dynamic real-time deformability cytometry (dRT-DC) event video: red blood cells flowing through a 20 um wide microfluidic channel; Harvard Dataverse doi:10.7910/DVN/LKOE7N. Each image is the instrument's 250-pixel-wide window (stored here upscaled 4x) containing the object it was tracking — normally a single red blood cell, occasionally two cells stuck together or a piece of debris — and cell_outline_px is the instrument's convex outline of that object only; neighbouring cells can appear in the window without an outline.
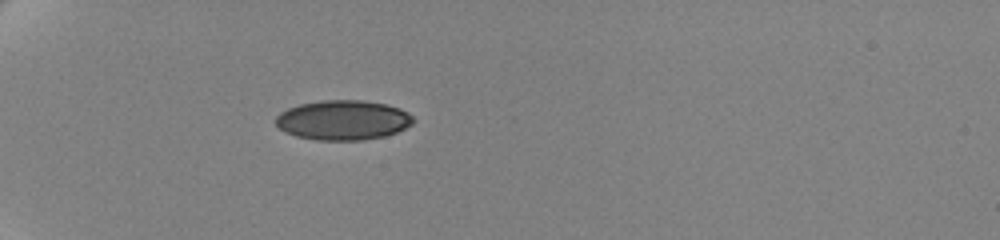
{"species": "human", "species_latin": "Homo sapiens", "temperature_condition": "cold", "stored_images_in_passage": 40, "camera_frame_rate_fps": 3000, "um_per_image_px": 0.085, "donor": {"sex": "female"}, "frame": {"image": 1, "passage_image": 1, "time_ms": 0.0, "image_size_px": [1000, 240], "cell_outline_px": [[412, 124], [396, 132], [384, 136], [364, 140], [316, 140], [296, 136], [284, 132], [276, 124], [276, 116], [280, 112], [288, 108], [300, 104], [324, 100], [360, 100], [384, 104], [400, 108], [408, 112], [412, 116]], "centroid_in_image_um": [29.13, 10.21], "position_along_channel_um": 55.9, "area_um2": 31.73}}
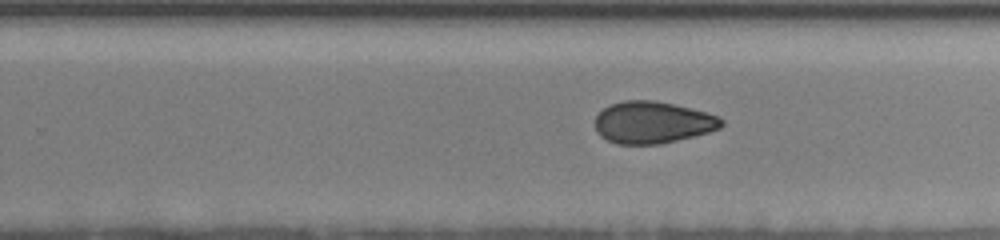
{"frame": {"image": 2, "passage_image": 22, "time_ms": 7.0, "image_size_px": [1000, 240], "cell_outline_px": [[724, 124], [720, 128], [708, 132], [660, 144], [616, 144], [600, 136], [596, 128], [596, 116], [604, 108], [612, 104], [624, 100], [656, 100], [720, 116], [724, 120]], "centroid_in_image_um": [55.47, 10.41], "position_along_channel_um": 274.3, "area_um2": 30.63}}
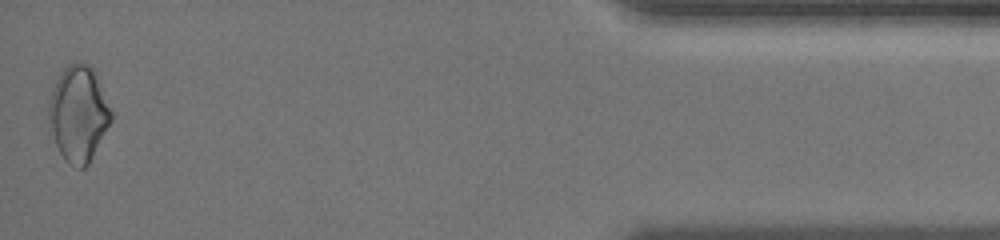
{"frame": {"image": 3, "passage_image": 40, "time_ms": 13.0, "image_size_px": [1000, 240], "cell_outline_px": [[112, 120], [88, 164], [84, 168], [76, 168], [68, 164], [64, 160], [56, 144], [48, 120], [48, 104], [52, 88], [60, 72], [68, 64], [88, 64], [96, 72], [112, 112]], "centroid_in_image_um": [6.66, 9.67], "position_along_channel_um": 428.5, "area_um2": 34.68}, "authors_computed_cell_mechanics": {"area_um2": 31.9923, "velocity_mm_per_s": 3.5115, "shape_relaxation_time_tau1_ms": 9.4181, "shape_relaxation_time_tau2_ms": 4.2233, "deformation_change_tau1": 0.1237, "deformation_change_tau2": 0.0869}}